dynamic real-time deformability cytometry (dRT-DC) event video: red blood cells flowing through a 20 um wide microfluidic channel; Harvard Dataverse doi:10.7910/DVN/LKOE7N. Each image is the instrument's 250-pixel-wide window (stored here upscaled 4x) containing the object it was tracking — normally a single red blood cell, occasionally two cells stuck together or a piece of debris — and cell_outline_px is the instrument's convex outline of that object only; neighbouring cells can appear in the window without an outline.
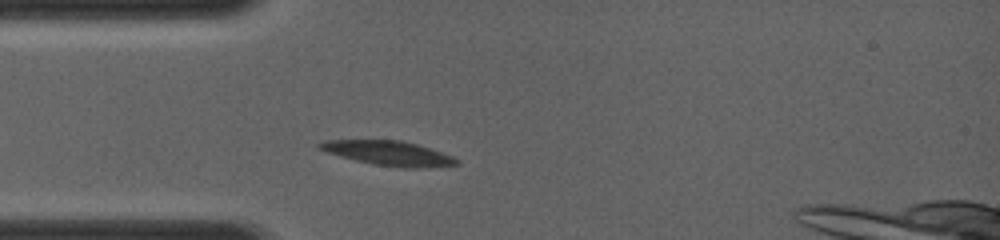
{"species": "common noctule bat (a hibernating species)", "species_latin": "Nyctalus noctula", "temperature_condition": "room temperature", "stored_images_in_passage": 5, "camera_frame_rate_fps": 4000, "um_per_image_px": 0.085, "animal": {"sex": "female", "body_mass_g": 19.0, "forearm_length_mm": 56.7}, "frame": {"image": 1, "passage_image": 3, "time_ms": 1.25, "image_size_px": [1000, 240], "cell_outline_px": [[460, 164], [424, 168], [404, 168], [376, 164], [356, 160], [340, 156], [316, 148], [316, 144], [324, 140], [400, 140], [416, 144], [452, 156], [460, 160]], "centroid_in_image_um": [33.02, 13.02], "position_along_channel_um": 52.0, "area_um2": 19.42}}
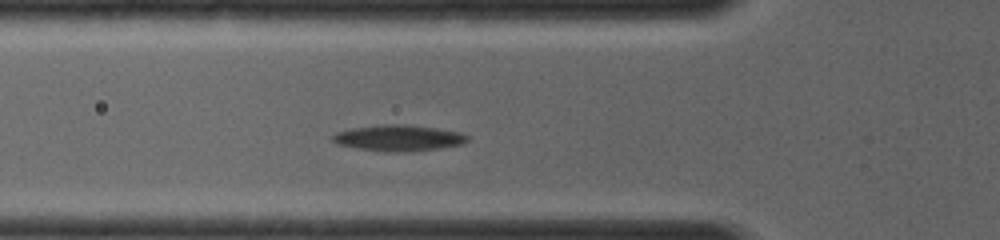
{"frame": {"image": 2, "passage_image": 5, "time_ms": 2.25, "image_size_px": [1000, 240], "cell_outline_px": [[468, 140], [464, 144], [440, 148], [404, 152], [396, 152], [360, 148], [336, 144], [332, 140], [332, 136], [336, 132], [352, 128], [384, 124], [404, 124], [436, 128], [460, 132], [468, 136]], "centroid_in_image_um": [33.9, 11.72], "position_along_channel_um": 91.9, "area_um2": 20.29}}